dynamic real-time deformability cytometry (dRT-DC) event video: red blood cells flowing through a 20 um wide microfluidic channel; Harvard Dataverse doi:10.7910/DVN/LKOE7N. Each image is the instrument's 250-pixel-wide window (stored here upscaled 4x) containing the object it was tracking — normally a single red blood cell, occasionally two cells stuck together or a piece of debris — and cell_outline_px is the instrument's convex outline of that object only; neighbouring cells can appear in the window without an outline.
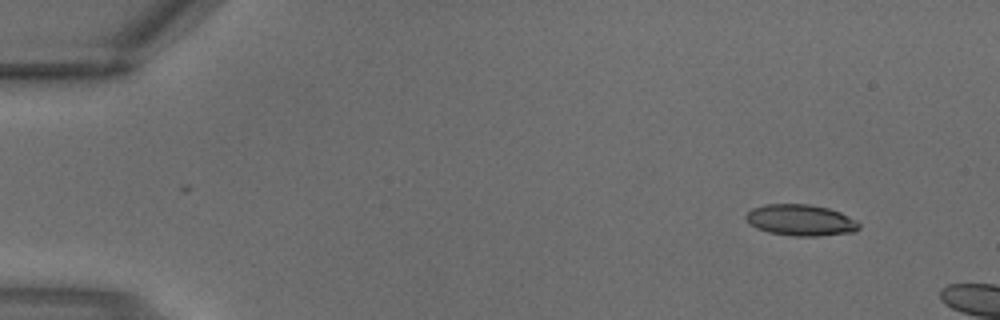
{"species": "common noctule bat (a hibernating species)", "species_latin": "Nyctalus noctula", "temperature_condition": "warm", "stored_images_in_passage": 2, "camera_frame_rate_fps": 3000, "um_per_image_px": 0.085, "animal": {"sex": "male", "body_mass_g": 18.8}, "frame": {"image": 1, "passage_image": 1, "time_ms": 0.0, "image_size_px": [1000, 320], "cell_outline_px": [[860, 228], [856, 232], [820, 236], [792, 236], [768, 232], [756, 228], [748, 224], [744, 216], [752, 208], [764, 204], [808, 204], [828, 208], [840, 212], [856, 220], [860, 224]], "centroid_in_image_um": [68.05, 18.72], "position_along_channel_um": 17.0, "area_um2": 20.87}}